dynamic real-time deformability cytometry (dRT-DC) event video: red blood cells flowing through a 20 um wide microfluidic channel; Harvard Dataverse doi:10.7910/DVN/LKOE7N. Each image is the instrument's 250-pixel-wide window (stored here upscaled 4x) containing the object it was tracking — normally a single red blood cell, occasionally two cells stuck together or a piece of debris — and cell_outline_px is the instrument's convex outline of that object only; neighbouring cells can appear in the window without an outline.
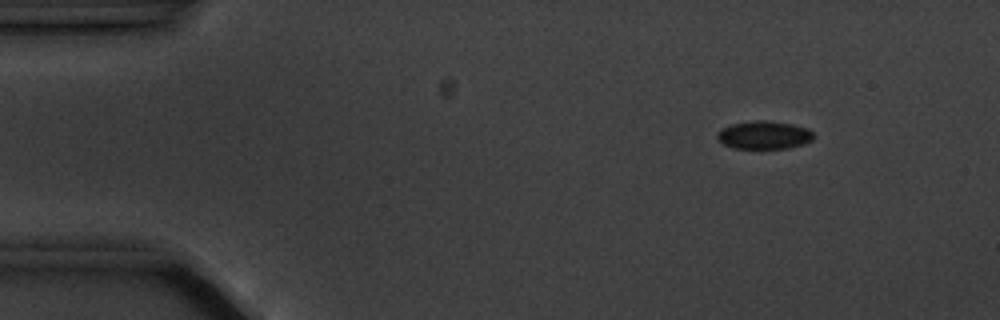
{"species": "common noctule bat (a hibernating species)", "species_latin": "Nyctalus noctula", "temperature_condition": "cold", "stored_images_in_passage": 8, "camera_frame_rate_fps": 3000, "um_per_image_px": 0.085, "animal": {"sex": "male", "body_mass_g": 20.1, "forearm_length_mm": 53.5}, "frame": {"image": 1, "passage_image": 2, "time_ms": 1.333, "image_size_px": [1000, 320], "cell_outline_px": [[812, 140], [804, 144], [788, 148], [736, 148], [724, 144], [716, 136], [720, 128], [732, 124], [752, 120], [768, 120], [792, 124], [808, 128], [812, 132]], "centroid_in_image_um": [64.95, 11.46], "position_along_channel_um": 20.1, "area_um2": 15.72}}
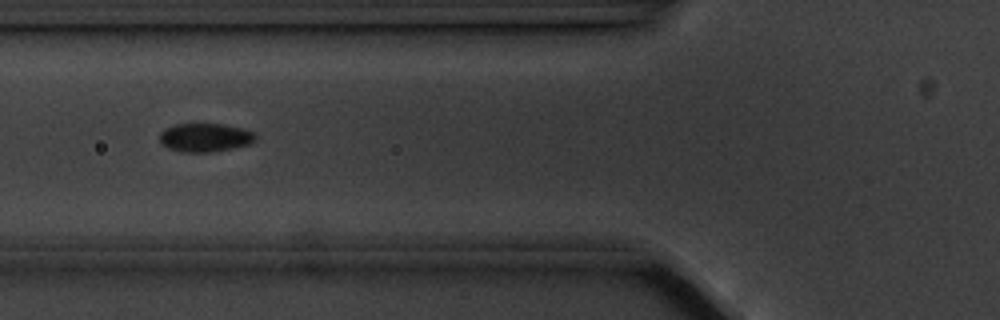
{"frame": {"image": 2, "passage_image": 6, "time_ms": 6.0, "image_size_px": [1000, 320], "cell_outline_px": [[256, 140], [248, 144], [232, 148], [212, 152], [180, 152], [168, 148], [160, 140], [160, 132], [164, 128], [176, 124], [224, 124], [244, 128], [252, 132], [256, 136]], "centroid_in_image_um": [17.43, 11.68], "position_along_channel_um": 108.4, "area_um2": 15.95}}
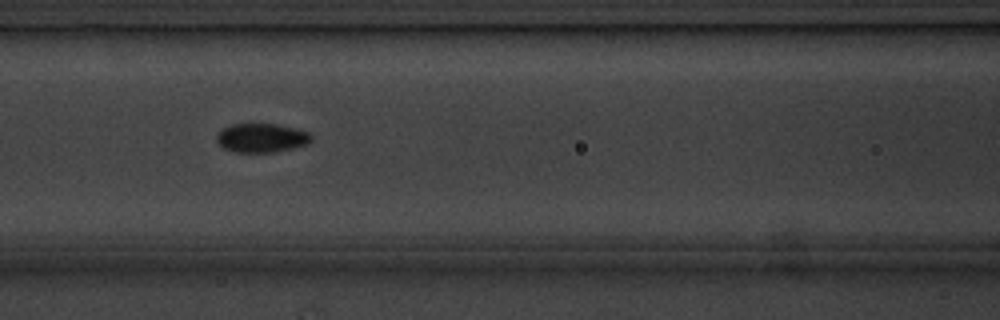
{"frame": {"image": 3, "passage_image": 7, "time_ms": 7.0, "image_size_px": [1000, 320], "cell_outline_px": [[312, 140], [308, 144], [292, 148], [272, 152], [236, 152], [224, 148], [216, 140], [216, 136], [224, 128], [232, 124], [276, 124], [296, 128], [308, 132], [312, 136]], "centroid_in_image_um": [22.26, 11.72], "position_along_channel_um": 144.3, "area_um2": 15.84}}